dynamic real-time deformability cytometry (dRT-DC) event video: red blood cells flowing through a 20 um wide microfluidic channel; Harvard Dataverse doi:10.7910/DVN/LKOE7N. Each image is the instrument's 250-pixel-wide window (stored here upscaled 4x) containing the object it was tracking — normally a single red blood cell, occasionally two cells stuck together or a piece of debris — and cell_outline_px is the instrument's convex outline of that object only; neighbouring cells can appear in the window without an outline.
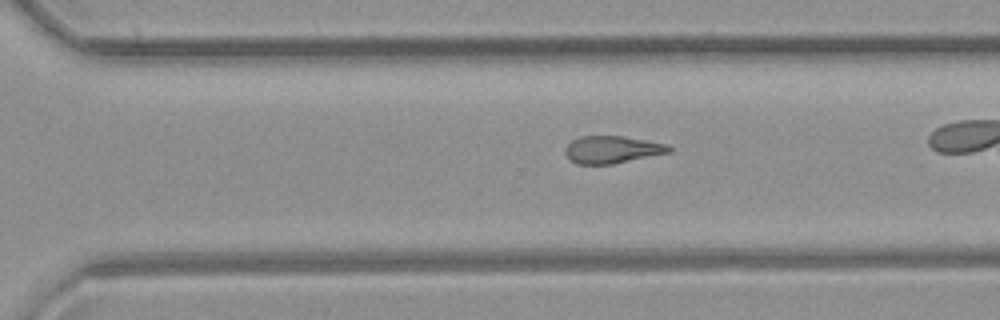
{"species": "common noctule bat (a hibernating species)", "species_latin": "Nyctalus noctula", "temperature_condition": "room temperature", "stored_images_in_passage": 33, "camera_frame_rate_fps": 3000, "um_per_image_px": 0.085, "animal": {"sex": "female", "body_mass_g": 21.9}, "frame": {"image": 1, "passage_image": 28, "time_ms": 9.0, "image_size_px": [1000, 320], "cell_outline_px": [[672, 152], [612, 164], [576, 164], [568, 160], [564, 152], [564, 148], [572, 140], [580, 136], [624, 136], [668, 144], [672, 148]], "centroid_in_image_um": [52.01, 12.72], "position_along_channel_um": 318.6, "area_um2": 16.76}}